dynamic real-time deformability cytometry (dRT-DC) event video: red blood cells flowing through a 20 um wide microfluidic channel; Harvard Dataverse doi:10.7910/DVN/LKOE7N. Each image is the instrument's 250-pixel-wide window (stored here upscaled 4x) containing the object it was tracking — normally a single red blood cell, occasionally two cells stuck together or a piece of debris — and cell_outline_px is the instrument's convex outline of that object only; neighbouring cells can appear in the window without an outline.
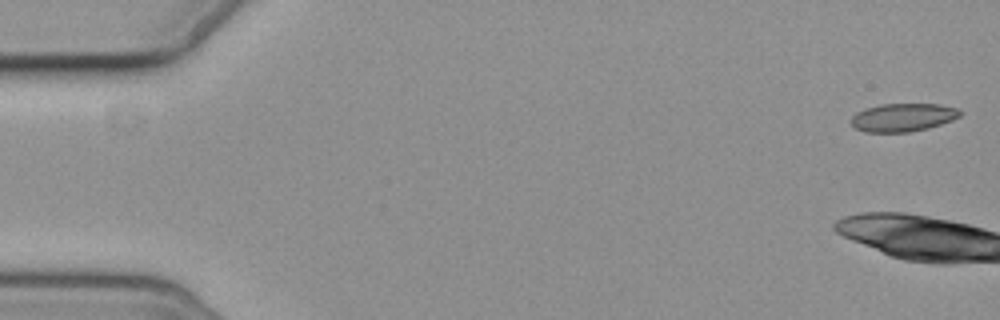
{"species": "common noctule bat (a hibernating species)", "species_latin": "Nyctalus noctula", "temperature_condition": "cold", "stored_images_in_passage": 9, "camera_frame_rate_fps": 3000, "um_per_image_px": 0.085, "animal": {"sex": "female", "body_mass_g": 19.3, "forearm_length_mm": 54.1}, "frame": {"image": 1, "passage_image": 1, "time_ms": 0.0, "image_size_px": [1000, 320], "cell_outline_px": [[964, 112], [960, 116], [952, 120], [928, 128], [908, 132], [864, 132], [856, 128], [848, 120], [856, 112], [864, 108], [880, 104], [940, 104], [960, 108]], "centroid_in_image_um": [76.75, 9.97], "position_along_channel_um": 8.2, "area_um2": 18.15}}
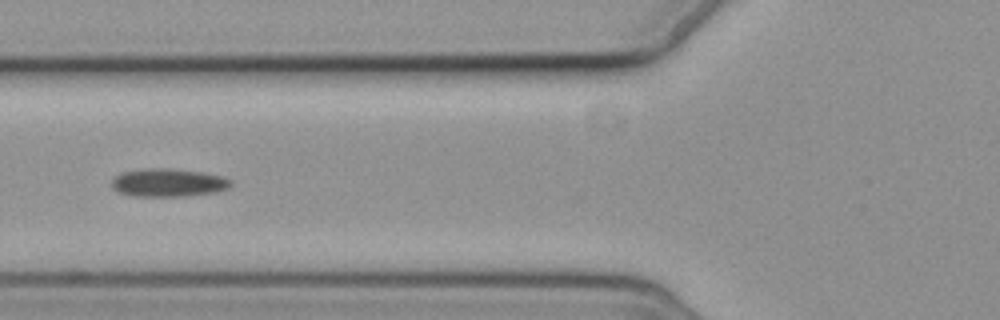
{"frame": {"image": 2, "passage_image": 7, "time_ms": 9.0, "image_size_px": [1000, 320], "cell_outline_px": [[232, 184], [228, 188], [216, 192], [184, 196], [132, 196], [120, 192], [112, 188], [112, 180], [120, 172], [148, 168], [168, 168], [204, 172], [224, 176], [232, 180]], "centroid_in_image_um": [14.33, 15.52], "position_along_channel_um": 111.5, "area_um2": 19.65}}
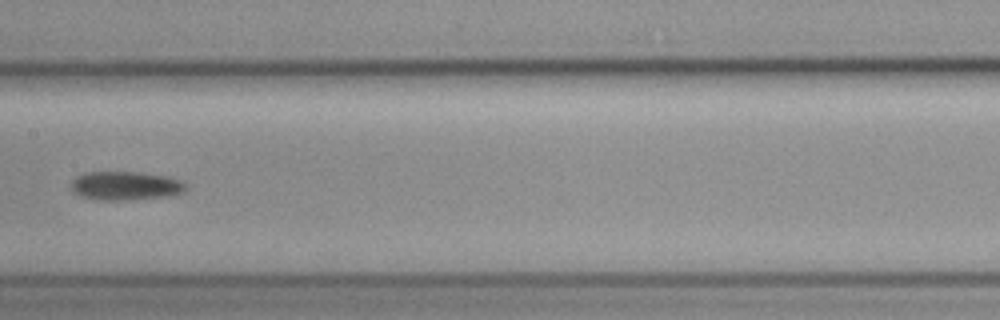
{"frame": {"image": 3, "passage_image": 9, "time_ms": 11.333, "image_size_px": [1000, 320], "cell_outline_px": [[188, 188], [184, 192], [168, 196], [128, 200], [96, 200], [80, 196], [72, 192], [68, 188], [72, 180], [76, 176], [84, 172], [140, 172], [168, 176], [184, 180], [188, 184]], "centroid_in_image_um": [10.67, 15.79], "position_along_channel_um": 196.7, "area_um2": 19.83}}